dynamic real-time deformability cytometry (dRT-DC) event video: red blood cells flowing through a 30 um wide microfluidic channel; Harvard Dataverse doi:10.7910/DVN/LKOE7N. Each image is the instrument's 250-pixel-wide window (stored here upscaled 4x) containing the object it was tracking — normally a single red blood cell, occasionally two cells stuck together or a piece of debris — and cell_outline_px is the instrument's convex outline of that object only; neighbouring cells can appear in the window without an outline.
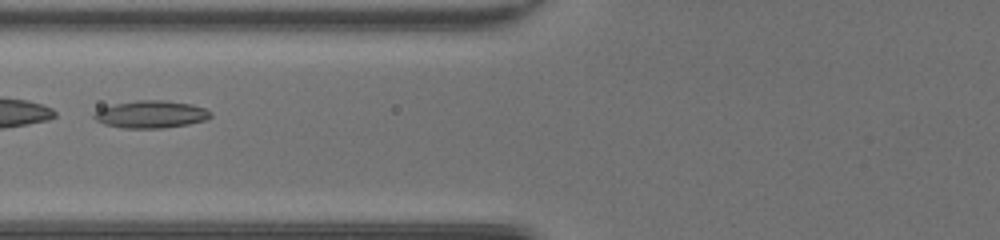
{"species": "common noctule bat (a hibernating species)", "species_latin": "Nyctalus noctula", "temperature_condition": "room temperature", "stored_images_in_passage": 48, "camera_frame_rate_fps": 3000, "um_per_image_px": 0.085, "animal": {"sex": "female", "body_mass_g": 20.0, "forearm_length_mm": 54.0}, "frame": {"image": 1, "passage_image": 21, "time_ms": 6.667, "image_size_px": [1000, 240], "cell_outline_px": [[212, 116], [208, 120], [188, 124], [164, 128], [120, 128], [104, 124], [96, 120], [92, 116], [100, 108], [116, 104], [136, 100], [164, 100], [192, 104], [204, 108], [212, 112]], "centroid_in_image_um": [12.86, 9.72], "position_along_channel_um": 112.9, "area_um2": 18.73}}